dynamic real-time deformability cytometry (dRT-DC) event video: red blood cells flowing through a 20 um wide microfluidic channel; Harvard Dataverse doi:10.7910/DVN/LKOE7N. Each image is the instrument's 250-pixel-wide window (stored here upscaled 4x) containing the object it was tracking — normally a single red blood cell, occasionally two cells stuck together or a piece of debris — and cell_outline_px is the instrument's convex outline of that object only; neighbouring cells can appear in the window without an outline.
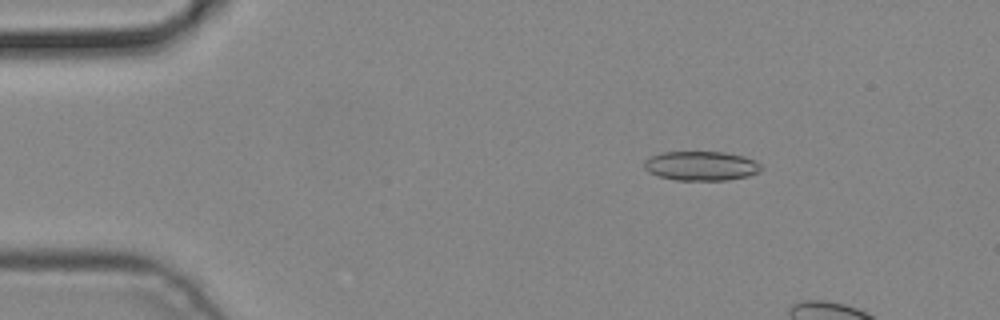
{"species": "common noctule bat (a hibernating species)", "species_latin": "Nyctalus noctula", "temperature_condition": "cold", "stored_images_in_passage": 5, "camera_frame_rate_fps": 3000, "um_per_image_px": 0.085, "animal": {"sex": "male", "body_mass_g": 19.2, "forearm_length_mm": 51.8}, "frame": {"image": 1, "passage_image": 3, "time_ms": 0.667, "image_size_px": [1000, 320], "cell_outline_px": [[764, 168], [760, 172], [748, 176], [728, 180], [676, 180], [660, 176], [648, 172], [644, 168], [644, 160], [652, 156], [664, 152], [724, 152], [744, 156], [760, 164]], "centroid_in_image_um": [59.62, 14.1], "position_along_channel_um": 25.4, "area_um2": 20.0}}